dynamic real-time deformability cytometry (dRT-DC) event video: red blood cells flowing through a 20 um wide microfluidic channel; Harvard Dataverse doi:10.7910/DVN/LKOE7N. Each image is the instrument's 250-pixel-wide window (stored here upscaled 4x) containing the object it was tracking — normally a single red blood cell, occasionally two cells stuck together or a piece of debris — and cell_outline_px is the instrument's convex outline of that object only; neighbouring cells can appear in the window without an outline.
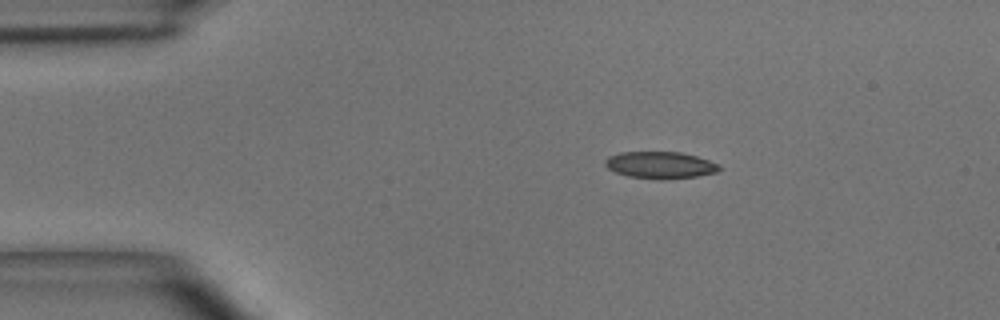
{"species": "common noctule bat (a hibernating species)", "species_latin": "Nyctalus noctula", "temperature_condition": "room temperature", "stored_images_in_passage": 42, "camera_frame_rate_fps": 3000, "um_per_image_px": 0.085, "animal": {"sex": "male", "body_mass_g": 15.6}, "frame": {"image": 1, "passage_image": 1, "time_ms": 0.0, "image_size_px": [1000, 320], "cell_outline_px": [[720, 168], [716, 172], [696, 176], [664, 180], [656, 180], [628, 176], [616, 172], [608, 168], [604, 164], [604, 160], [608, 156], [620, 152], [680, 152], [696, 156], [720, 164]], "centroid_in_image_um": [56.09, 14.03], "position_along_channel_um": 28.9, "area_um2": 17.98}}
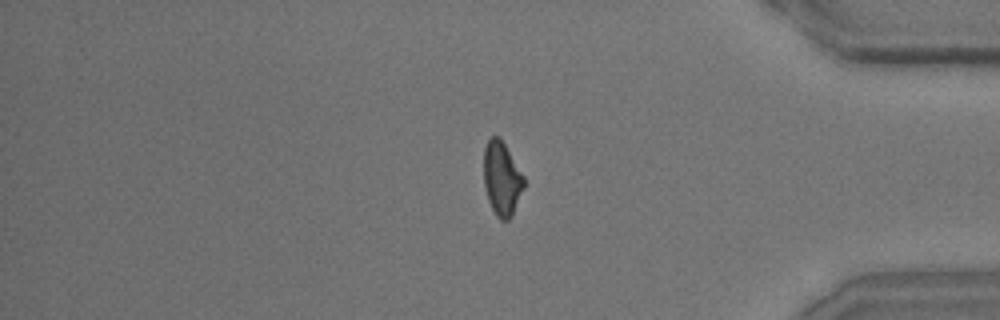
{"frame": {"image": 2, "passage_image": 34, "time_ms": 11.0, "image_size_px": [1000, 320], "cell_outline_px": [[524, 188], [512, 216], [508, 220], [500, 220], [496, 216], [488, 200], [484, 184], [484, 148], [488, 140], [492, 136], [500, 136], [524, 176]], "centroid_in_image_um": [42.66, 15.18], "position_along_channel_um": 392.5, "area_um2": 17.34}}
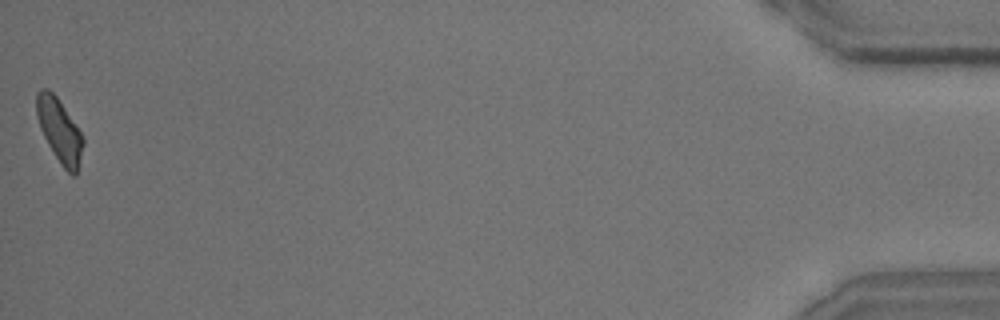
{"frame": {"image": 3, "passage_image": 42, "time_ms": 13.667, "image_size_px": [1000, 320], "cell_outline_px": [[84, 144], [76, 176], [72, 176], [60, 164], [48, 144], [40, 128], [36, 116], [36, 92], [40, 88], [48, 88], [56, 96], [80, 132], [84, 140]], "centroid_in_image_um": [5.04, 11.1], "position_along_channel_um": 430.2, "area_um2": 17.11}, "authors_computed_cell_mechanics": {"area_um2": 18.0625, "velocity_mm_per_s": 3.9988, "shape_relaxation_time_tau1_ms": 5.6029, "shape_relaxation_time_tau2_ms": 2.5369, "deformation_change_tau1": 0.1487, "deformation_change_tau2": 0.0963}}